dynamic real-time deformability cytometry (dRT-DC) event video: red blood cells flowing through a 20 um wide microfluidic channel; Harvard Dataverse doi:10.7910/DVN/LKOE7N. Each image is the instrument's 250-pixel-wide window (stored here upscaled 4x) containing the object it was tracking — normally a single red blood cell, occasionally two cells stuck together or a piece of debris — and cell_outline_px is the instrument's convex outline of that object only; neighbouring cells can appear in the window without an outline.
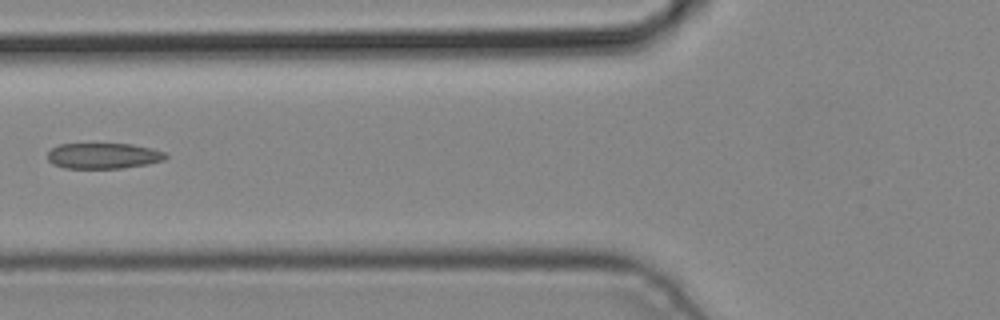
{"species": "common noctule bat (a hibernating species)", "species_latin": "Nyctalus noctula", "temperature_condition": "cold", "stored_images_in_passage": 5, "camera_frame_rate_fps": 3000, "um_per_image_px": 0.085, "animal": {"sex": "male", "body_mass_g": 19.2, "forearm_length_mm": 51.8}, "frame": {"image": 1, "passage_image": 5, "time_ms": 1.333, "image_size_px": [1000, 320], "cell_outline_px": [[168, 156], [164, 160], [148, 164], [124, 168], [64, 168], [52, 164], [48, 160], [48, 152], [52, 148], [60, 144], [132, 144], [152, 148], [164, 152]], "centroid_in_image_um": [8.79, 13.25], "position_along_channel_um": 117.0, "area_um2": 17.74}}